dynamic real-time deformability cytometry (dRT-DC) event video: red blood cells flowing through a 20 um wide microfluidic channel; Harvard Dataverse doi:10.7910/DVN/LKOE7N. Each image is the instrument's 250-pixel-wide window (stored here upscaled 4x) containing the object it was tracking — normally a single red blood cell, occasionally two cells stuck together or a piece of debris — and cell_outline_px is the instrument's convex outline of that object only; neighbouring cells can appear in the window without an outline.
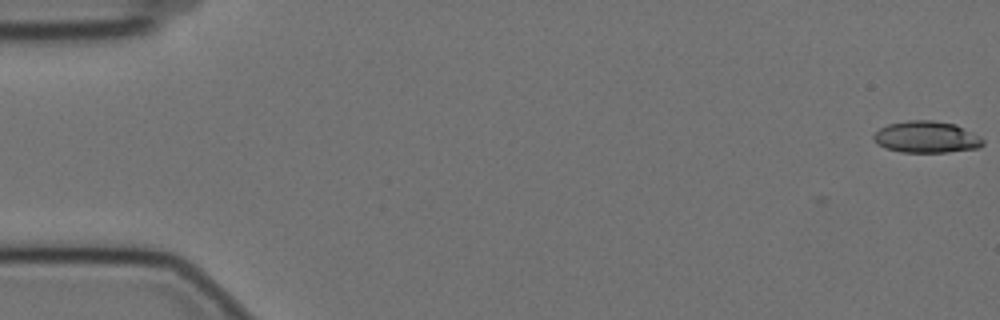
{"species": "Egyptian fruit bat (a non-hibernating species)", "species_latin": "Rousettus aegyptiacus", "temperature_condition": "cold", "stored_images_in_passage": 3, "camera_frame_rate_fps": 3000, "um_per_image_px": 0.085, "animal": {"sex": "female"}, "frame": {"image": 1, "passage_image": 1, "time_ms": 0.0, "image_size_px": [1000, 320], "cell_outline_px": [[984, 144], [980, 148], [948, 152], [900, 152], [884, 148], [876, 144], [872, 140], [872, 136], [880, 128], [888, 124], [908, 120], [932, 120], [956, 124], [980, 136], [984, 140]], "centroid_in_image_um": [78.74, 11.65], "position_along_channel_um": 6.3, "area_um2": 20.46}}